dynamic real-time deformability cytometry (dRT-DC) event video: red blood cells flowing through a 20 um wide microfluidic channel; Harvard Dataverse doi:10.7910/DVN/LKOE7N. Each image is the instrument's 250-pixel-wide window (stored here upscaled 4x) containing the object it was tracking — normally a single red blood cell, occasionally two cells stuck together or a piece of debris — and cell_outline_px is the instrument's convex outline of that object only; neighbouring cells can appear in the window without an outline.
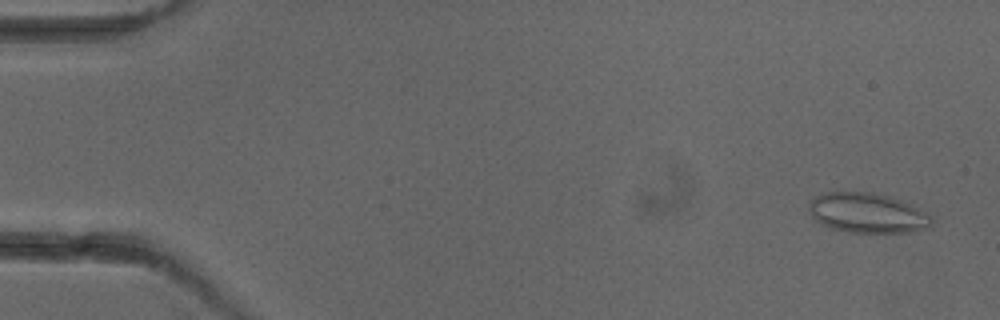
{"species": "common noctule bat (a hibernating species)", "species_latin": "Nyctalus noctula", "temperature_condition": "cold", "stored_images_in_passage": 7, "camera_frame_rate_fps": 3000, "um_per_image_px": 0.085, "animal": {"sex": "female"}, "frame": {"image": 1, "passage_image": 1, "time_ms": 0.0, "image_size_px": [1000, 320], "cell_outline_px": [[932, 228], [912, 232], [848, 232], [832, 228], [820, 224], [808, 212], [808, 204], [816, 196], [824, 192], [872, 192], [888, 196], [912, 204], [932, 216]], "centroid_in_image_um": [73.75, 18.11], "position_along_channel_um": 11.3, "area_um2": 28.78}}
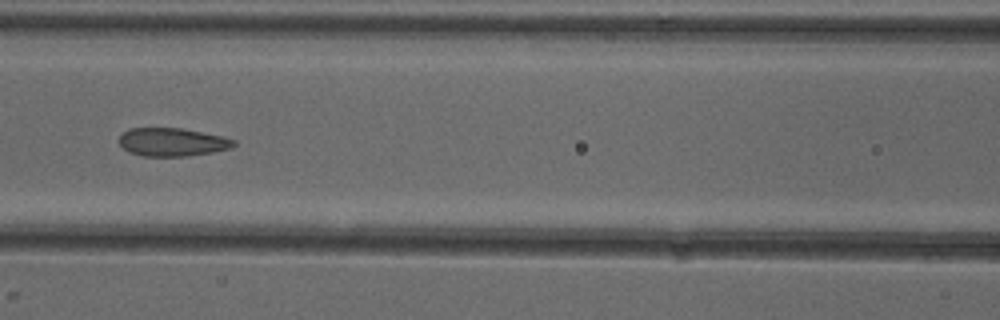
{"frame": {"image": 2, "passage_image": 7, "time_ms": 7.0, "image_size_px": [1000, 320], "cell_outline_px": [[236, 144], [232, 148], [212, 152], [184, 156], [140, 156], [128, 152], [120, 144], [120, 136], [128, 128], [180, 128], [224, 136], [236, 140]], "centroid_in_image_um": [14.66, 12.07], "position_along_channel_um": 151.9, "area_um2": 18.9}}